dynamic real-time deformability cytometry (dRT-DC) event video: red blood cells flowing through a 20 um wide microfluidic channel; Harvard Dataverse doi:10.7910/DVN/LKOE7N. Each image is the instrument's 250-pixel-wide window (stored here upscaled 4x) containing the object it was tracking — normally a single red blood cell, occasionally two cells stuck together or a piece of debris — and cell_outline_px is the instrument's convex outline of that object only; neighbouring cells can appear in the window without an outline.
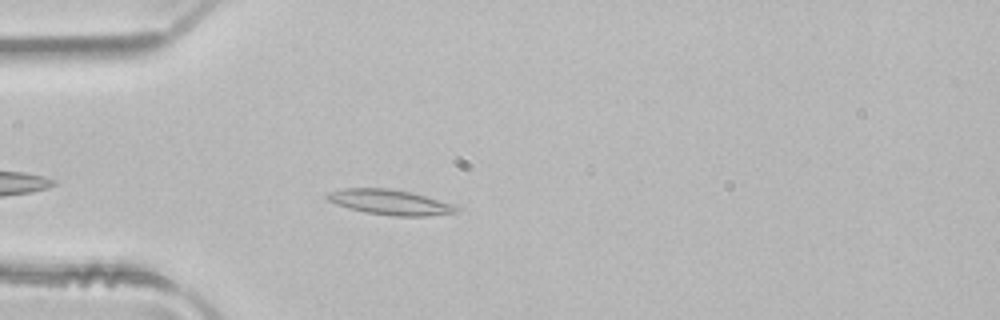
{"species": "common noctule bat (a hibernating species)", "species_latin": "Nyctalus noctula", "temperature_condition": "room temperature", "stored_images_in_passage": 3, "camera_frame_rate_fps": 3000, "um_per_image_px": 0.085, "animal": {"sex": "male", "body_mass_g": 21.5, "forearm_length_mm": 52.0}, "frame": {"image": 1, "passage_image": 3, "time_ms": 0.667, "image_size_px": [1000, 320], "cell_outline_px": [[460, 212], [424, 216], [392, 216], [364, 212], [348, 208], [336, 204], [328, 200], [324, 196], [328, 192], [344, 188], [388, 188], [408, 192], [424, 196], [452, 204], [460, 208]], "centroid_in_image_um": [33.11, 17.19], "position_along_channel_um": 51.9, "area_um2": 18.84}}